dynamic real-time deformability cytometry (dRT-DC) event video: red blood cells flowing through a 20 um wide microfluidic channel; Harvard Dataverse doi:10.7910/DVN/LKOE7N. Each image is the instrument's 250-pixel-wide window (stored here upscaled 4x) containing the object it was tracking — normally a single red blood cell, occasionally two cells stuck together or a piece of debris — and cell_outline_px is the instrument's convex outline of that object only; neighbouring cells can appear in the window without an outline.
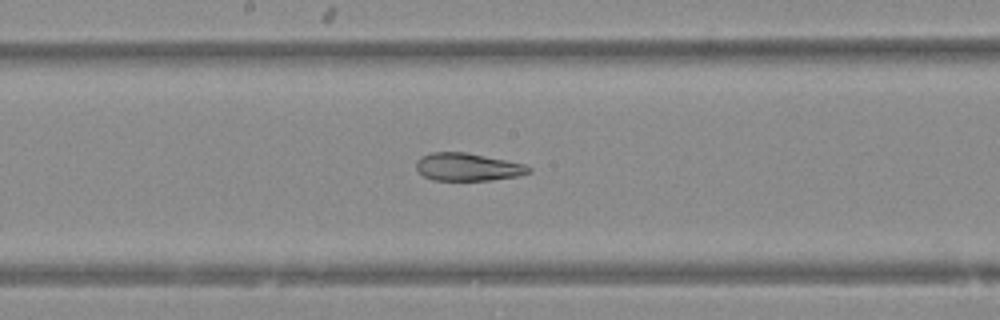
{"species": "Egyptian fruit bat (a non-hibernating species)", "species_latin": "Rousettus aegyptiacus", "temperature_condition": "warm", "stored_images_in_passage": 37, "camera_frame_rate_fps": 3000, "um_per_image_px": 0.085, "animal": {"sex": "female"}, "frame": {"image": 1, "passage_image": 14, "time_ms": 4.333, "image_size_px": [1000, 320], "cell_outline_px": [[532, 172], [516, 176], [492, 180], [432, 180], [424, 176], [416, 168], [416, 160], [420, 156], [432, 152], [464, 152], [524, 164], [532, 168]], "centroid_in_image_um": [39.73, 14.19], "position_along_channel_um": 208.5, "area_um2": 18.09}}
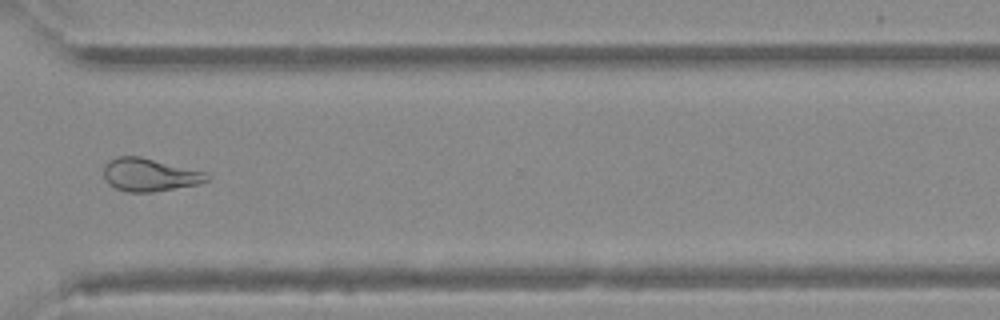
{"frame": {"image": 2, "passage_image": 25, "time_ms": 8.0, "image_size_px": [1000, 320], "cell_outline_px": [[208, 180], [196, 184], [152, 192], [128, 192], [116, 188], [108, 184], [104, 176], [104, 164], [108, 160], [120, 156], [140, 156], [208, 172]], "centroid_in_image_um": [12.69, 14.84], "position_along_channel_um": 357.9, "area_um2": 19.77}}
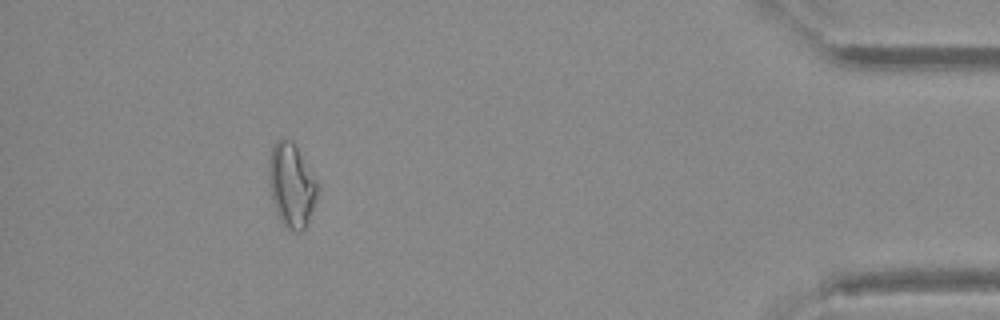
{"frame": {"image": 3, "passage_image": 33, "time_ms": 10.667, "image_size_px": [1000, 320], "cell_outline_px": [[316, 196], [312, 208], [304, 228], [300, 232], [292, 232], [280, 220], [276, 212], [272, 200], [268, 176], [268, 164], [272, 148], [276, 140], [292, 140], [316, 180]], "centroid_in_image_um": [24.73, 15.74], "position_along_channel_um": 410.5, "area_um2": 23.12}}